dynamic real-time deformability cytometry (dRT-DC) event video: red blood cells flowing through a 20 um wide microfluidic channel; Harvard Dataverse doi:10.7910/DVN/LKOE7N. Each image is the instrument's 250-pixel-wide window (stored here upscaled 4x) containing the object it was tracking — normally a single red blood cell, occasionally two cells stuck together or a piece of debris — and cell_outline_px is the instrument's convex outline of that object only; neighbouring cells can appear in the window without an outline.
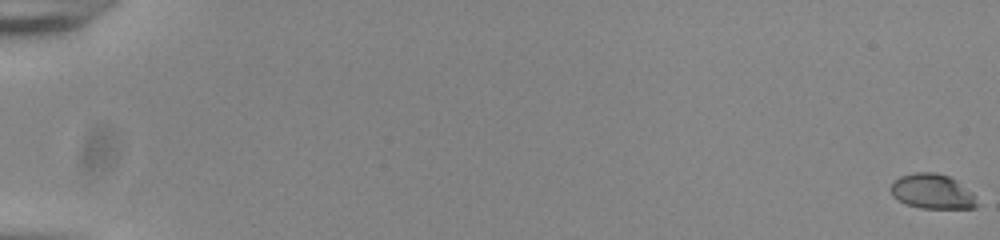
{"species": "common noctule bat (a hibernating species)", "species_latin": "Nyctalus noctula", "temperature_condition": "room temperature", "stored_images_in_passage": 57, "camera_frame_rate_fps": 3000, "um_per_image_px": 0.085, "animal": {"sex": "male", "body_mass_g": 20.0, "forearm_length_mm": 53.3}, "frame": {"image": 1, "passage_image": 1, "time_ms": 0.0, "image_size_px": [1000, 240], "cell_outline_px": [[980, 204], [976, 208], [920, 208], [908, 204], [892, 196], [892, 184], [900, 176], [916, 172], [932, 172], [948, 176], [956, 180], [972, 192]], "centroid_in_image_um": [79.3, 16.28], "position_along_channel_um": 5.7, "area_um2": 17.34}}
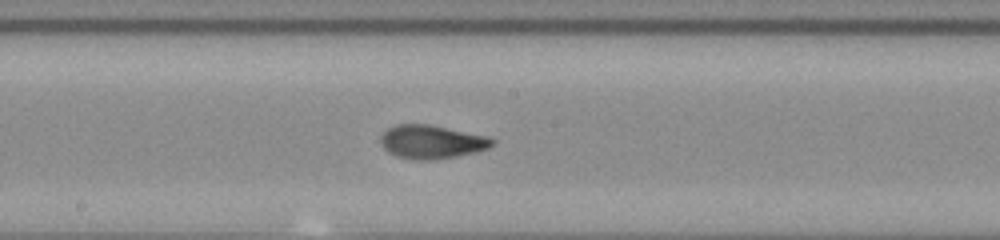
{"frame": {"image": 2, "passage_image": 33, "time_ms": 10.667, "image_size_px": [1000, 240], "cell_outline_px": [[496, 144], [488, 148], [476, 152], [456, 156], [428, 160], [416, 160], [396, 156], [388, 152], [384, 148], [380, 140], [380, 136], [388, 128], [396, 124], [428, 124], [484, 136], [496, 140]], "centroid_in_image_um": [36.67, 12.06], "position_along_channel_um": 211.5, "area_um2": 21.62}}
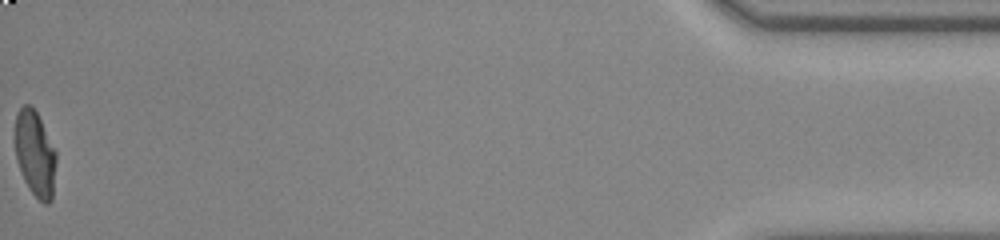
{"frame": {"image": 3, "passage_image": 57, "time_ms": 18.667, "image_size_px": [1000, 240], "cell_outline_px": [[56, 164], [52, 200], [48, 204], [44, 204], [28, 188], [24, 180], [16, 160], [16, 112], [24, 104], [32, 104], [56, 152]], "centroid_in_image_um": [2.98, 13.08], "position_along_channel_um": 432.2, "area_um2": 20.35}, "authors_computed_cell_mechanics": {"area_um2": 20.6924, "velocity_mm_per_s": 3.8511, "shape_relaxation_time_tau1_ms": 6.8414, "shape_relaxation_time_tau2_ms": 0.8736, "deformation_change_tau1": 0.2483, "deformation_change_tau2": 0.0631}}